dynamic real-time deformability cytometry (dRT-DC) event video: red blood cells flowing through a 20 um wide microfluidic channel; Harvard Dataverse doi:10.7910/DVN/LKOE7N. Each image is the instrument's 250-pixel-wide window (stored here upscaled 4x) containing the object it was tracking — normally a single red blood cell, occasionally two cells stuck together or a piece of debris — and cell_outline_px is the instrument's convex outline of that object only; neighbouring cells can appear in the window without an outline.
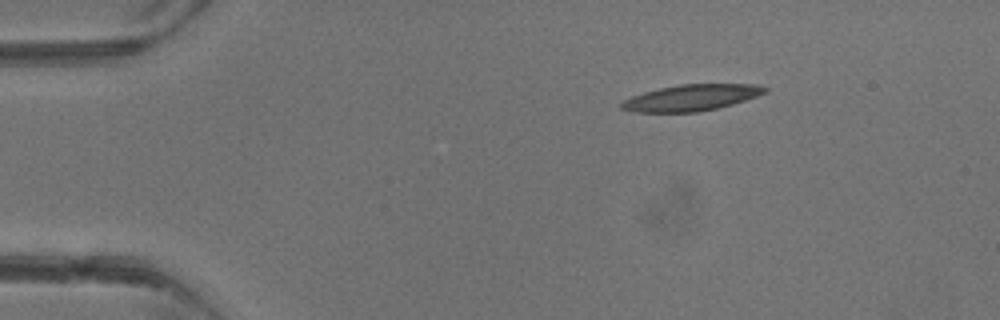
{"species": "common noctule bat (a hibernating species)", "species_latin": "Nyctalus noctula", "temperature_condition": "warm", "stored_images_in_passage": 2, "camera_frame_rate_fps": 3000, "um_per_image_px": 0.085, "animal": {"sex": "male", "body_mass_g": 13.3}, "frame": {"image": 1, "passage_image": 1, "time_ms": 0.0, "image_size_px": [1000, 320], "cell_outline_px": [[768, 92], [732, 104], [716, 108], [696, 112], [636, 112], [620, 108], [620, 104], [624, 100], [632, 96], [644, 92], [660, 88], [680, 84], [756, 84], [768, 88]], "centroid_in_image_um": [58.76, 8.3], "position_along_channel_um": 26.2, "area_um2": 21.73}}
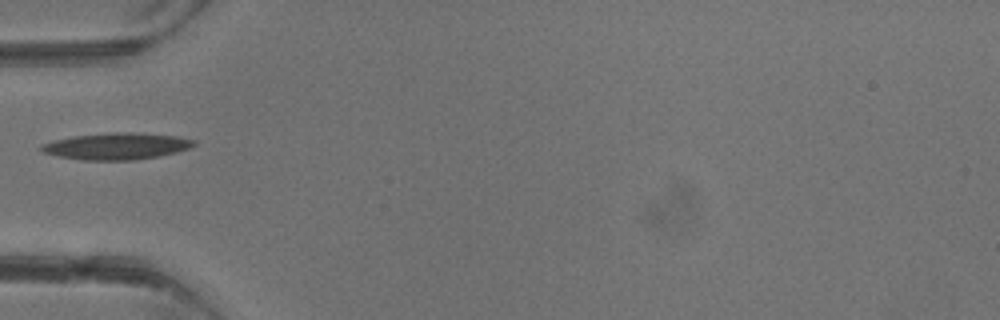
{"frame": {"image": 2, "passage_image": 2, "time_ms": 2.333, "image_size_px": [1000, 320], "cell_outline_px": [[196, 144], [188, 148], [176, 152], [160, 156], [132, 160], [80, 160], [60, 156], [44, 152], [40, 148], [40, 144], [52, 140], [76, 136], [112, 132], [132, 132], [176, 136], [196, 140]], "centroid_in_image_um": [9.91, 12.42], "position_along_channel_um": 75.1, "area_um2": 23.58}}